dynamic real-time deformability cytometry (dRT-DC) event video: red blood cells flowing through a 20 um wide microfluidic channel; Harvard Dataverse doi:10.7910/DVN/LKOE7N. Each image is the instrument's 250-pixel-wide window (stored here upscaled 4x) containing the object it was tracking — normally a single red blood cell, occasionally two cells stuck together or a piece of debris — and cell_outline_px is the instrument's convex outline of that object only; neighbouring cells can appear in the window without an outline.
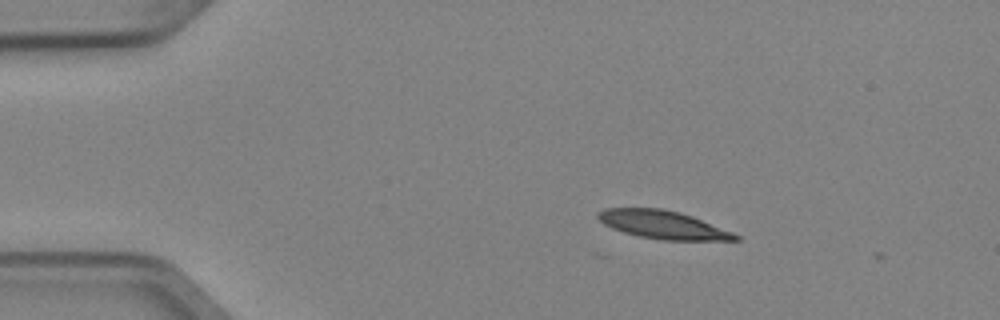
{"species": "Egyptian fruit bat (a non-hibernating species)", "species_latin": "Rousettus aegyptiacus", "temperature_condition": "cold", "stored_images_in_passage": 4, "camera_frame_rate_fps": 3000, "um_per_image_px": 0.085, "animal": {"sex": "female"}, "frame": {"image": 1, "passage_image": 2, "time_ms": 0.333, "image_size_px": [1000, 320], "cell_outline_px": [[740, 240], [664, 240], [640, 236], [624, 232], [612, 228], [604, 224], [596, 216], [596, 212], [604, 208], [660, 208], [680, 212], [692, 216], [732, 232], [740, 236]], "centroid_in_image_um": [56.32, 19.09], "position_along_channel_um": 28.7, "area_um2": 22.37}}
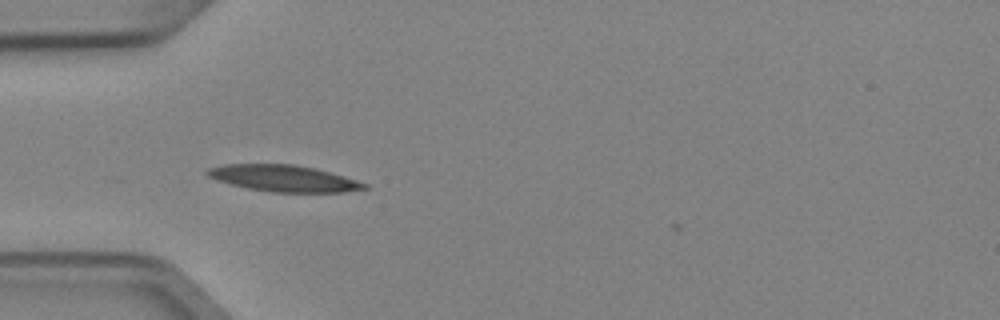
{"frame": {"image": 2, "passage_image": 3, "time_ms": 0.667, "image_size_px": [1000, 320], "cell_outline_px": [[368, 188], [344, 192], [272, 192], [248, 188], [216, 180], [208, 176], [204, 172], [208, 168], [224, 164], [296, 164], [316, 168], [356, 180], [368, 184]], "centroid_in_image_um": [24.1, 15.15], "position_along_channel_um": 60.9, "area_um2": 24.16}}
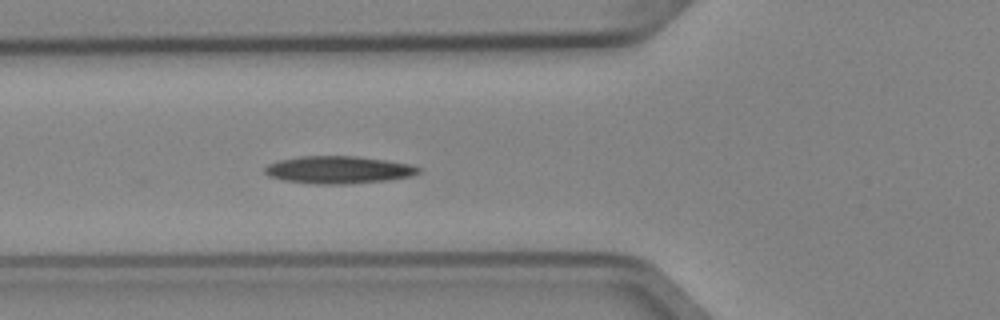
{"frame": {"image": 3, "passage_image": 4, "time_ms": 1.0, "image_size_px": [1000, 320], "cell_outline_px": [[420, 172], [412, 176], [388, 180], [348, 184], [316, 184], [284, 180], [268, 176], [264, 172], [264, 168], [268, 164], [280, 160], [300, 156], [356, 156], [384, 160], [408, 164], [420, 168]], "centroid_in_image_um": [28.75, 14.44], "position_along_channel_um": 97.1, "area_um2": 24.51}}